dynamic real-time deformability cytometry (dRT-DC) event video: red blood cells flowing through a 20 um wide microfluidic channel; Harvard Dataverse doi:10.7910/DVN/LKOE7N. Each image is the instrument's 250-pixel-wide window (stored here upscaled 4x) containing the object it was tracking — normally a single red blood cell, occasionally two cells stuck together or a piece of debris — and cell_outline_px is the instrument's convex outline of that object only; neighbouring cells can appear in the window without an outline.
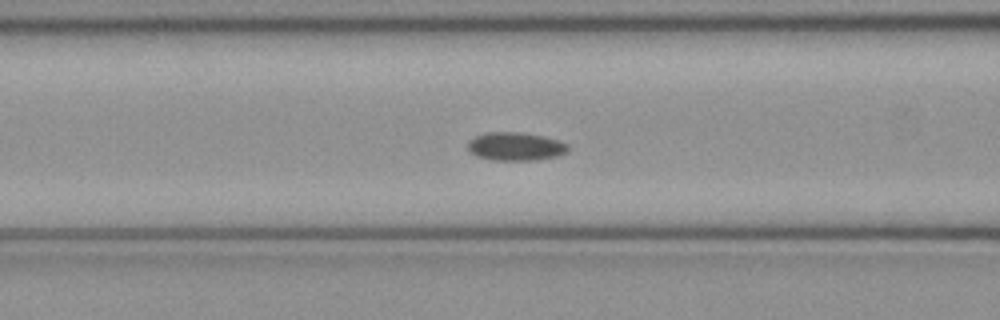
{"species": "common noctule bat (a hibernating species)", "species_latin": "Nyctalus noctula", "temperature_condition": "cold", "stored_images_in_passage": 48, "camera_frame_rate_fps": 3000, "um_per_image_px": 0.085, "animal": {"sex": "female", "body_mass_g": 21.9}, "frame": {"image": 1, "passage_image": 21, "time_ms": 6.667, "image_size_px": [1000, 320], "cell_outline_px": [[568, 152], [556, 156], [536, 160], [492, 160], [476, 156], [468, 152], [468, 140], [484, 132], [524, 132], [544, 136], [568, 144]], "centroid_in_image_um": [43.79, 12.44], "position_along_channel_um": 122.8, "area_um2": 16.7}}
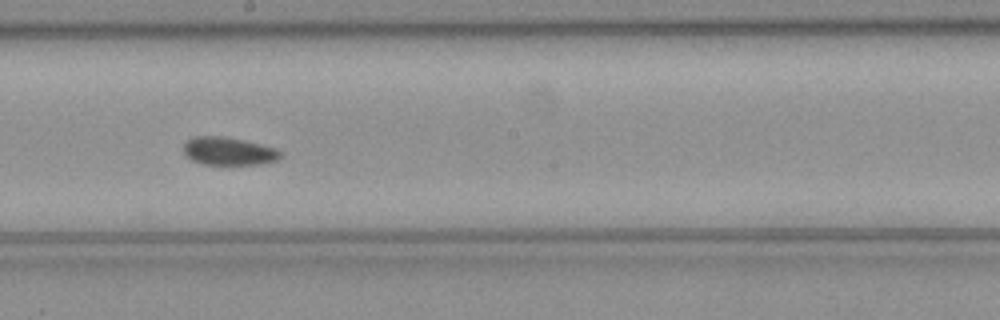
{"frame": {"image": 2, "passage_image": 29, "time_ms": 9.333, "image_size_px": [1000, 320], "cell_outline_px": [[284, 156], [276, 160], [260, 164], [204, 164], [192, 160], [184, 156], [184, 144], [192, 136], [224, 136], [244, 140], [276, 148]], "centroid_in_image_um": [19.42, 12.84], "position_along_channel_um": 228.8, "area_um2": 15.84}}
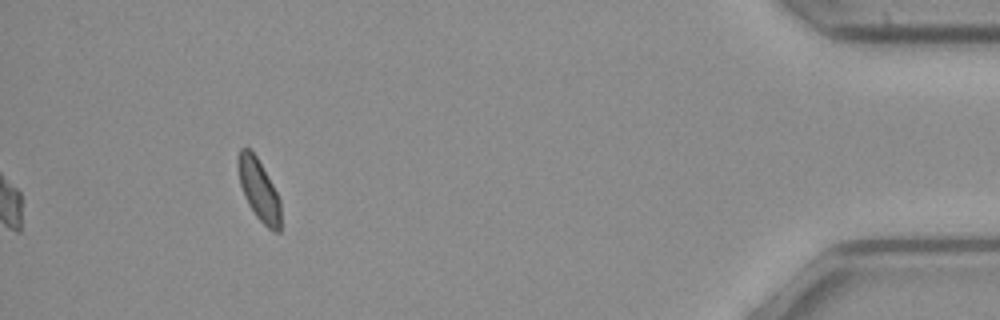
{"frame": {"image": 3, "passage_image": 48, "time_ms": 15.667, "image_size_px": [1000, 320], "cell_outline_px": [[280, 232], [272, 232], [256, 216], [248, 204], [244, 196], [240, 184], [236, 164], [236, 156], [240, 148], [248, 148], [256, 156], [272, 184], [280, 200]], "centroid_in_image_um": [21.97, 16.12], "position_along_channel_um": 413.2, "area_um2": 15.26}, "authors_computed_cell_mechanics": {"area_um2": 16.2129, "velocity_mm_per_s": 3.9652, "shape_relaxation_time_tau1_ms": null, "shape_relaxation_time_tau2_ms": 3.517, "deformation_change_tau1": null, "deformation_change_tau2": 0.0652}}